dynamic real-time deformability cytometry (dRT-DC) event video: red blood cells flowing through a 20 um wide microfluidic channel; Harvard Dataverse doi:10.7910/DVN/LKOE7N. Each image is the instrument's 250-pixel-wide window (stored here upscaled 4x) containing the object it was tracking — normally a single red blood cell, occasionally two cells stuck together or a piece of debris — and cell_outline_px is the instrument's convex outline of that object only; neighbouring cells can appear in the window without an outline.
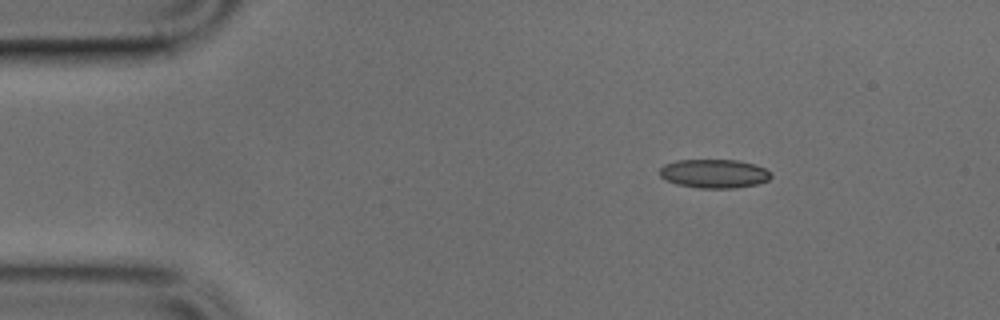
{"species": "common noctule bat (a hibernating species)", "species_latin": "Nyctalus noctula", "temperature_condition": "cold", "stored_images_in_passage": 42, "camera_frame_rate_fps": 3000, "um_per_image_px": 0.085, "animal": {"sex": "male", "body_mass_g": 17.9, "forearm_length_mm": 54.2}, "frame": {"image": 1, "passage_image": 1, "time_ms": 0.0, "image_size_px": [1000, 320], "cell_outline_px": [[772, 176], [768, 180], [756, 184], [732, 188], [700, 188], [676, 184], [660, 176], [660, 168], [664, 164], [676, 160], [736, 160], [756, 164], [764, 168]], "centroid_in_image_um": [60.69, 14.75], "position_along_channel_um": 24.3, "area_um2": 18.55}}
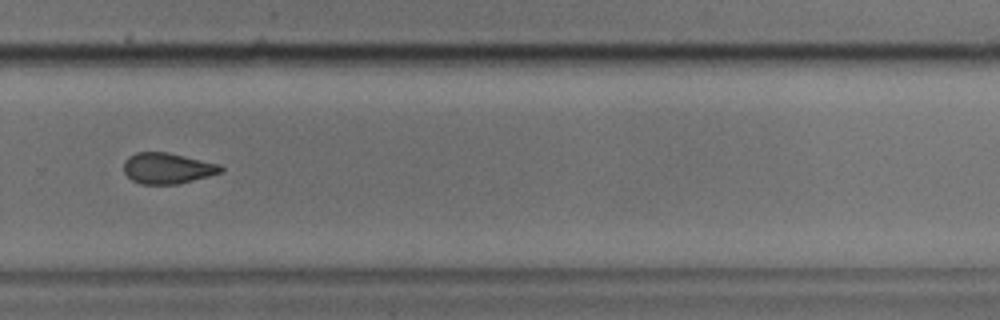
{"frame": {"image": 2, "passage_image": 27, "time_ms": 8.667, "image_size_px": [1000, 320], "cell_outline_px": [[224, 172], [176, 184], [140, 184], [132, 180], [124, 172], [124, 160], [128, 156], [136, 152], [168, 152], [220, 164], [224, 168]], "centroid_in_image_um": [14.23, 14.29], "position_along_channel_um": 315.6, "area_um2": 17.51}}
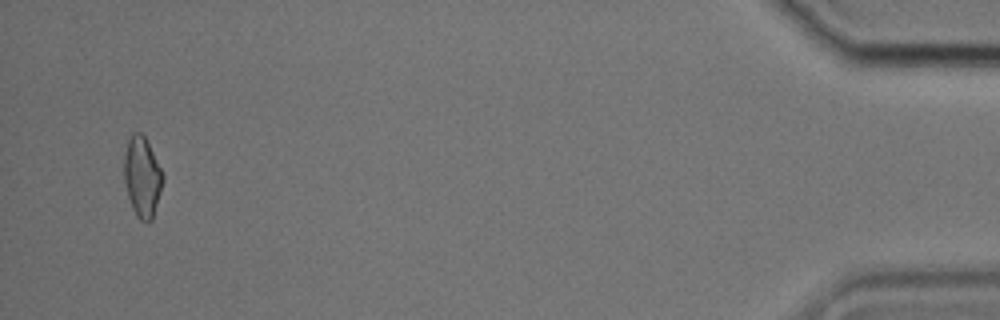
{"frame": {"image": 3, "passage_image": 41, "time_ms": 13.333, "image_size_px": [1000, 320], "cell_outline_px": [[164, 180], [152, 220], [148, 224], [140, 220], [136, 216], [132, 208], [128, 196], [124, 180], [124, 156], [128, 140], [132, 132], [140, 132], [144, 136], [164, 176]], "centroid_in_image_um": [12.08, 15.07], "position_along_channel_um": 423.1, "area_um2": 18.03}}